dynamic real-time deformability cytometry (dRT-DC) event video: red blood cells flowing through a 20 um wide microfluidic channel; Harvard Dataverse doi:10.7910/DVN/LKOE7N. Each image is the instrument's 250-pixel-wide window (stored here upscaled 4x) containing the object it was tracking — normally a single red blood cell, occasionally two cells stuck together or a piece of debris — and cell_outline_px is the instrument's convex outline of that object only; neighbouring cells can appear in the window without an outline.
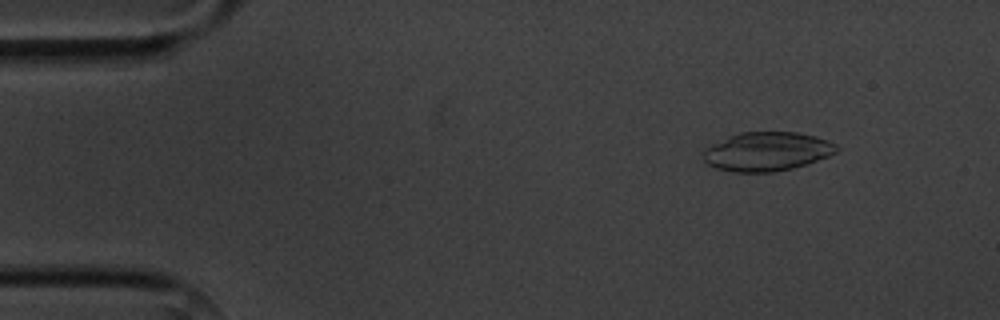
{"species": "common noctule bat (a hibernating species)", "species_latin": "Nyctalus noctula", "temperature_condition": "cold", "stored_images_in_passage": 5, "camera_frame_rate_fps": 3000, "um_per_image_px": 0.085, "animal": {"sex": "male", "body_mass_g": 20.1, "forearm_length_mm": 53.5}, "frame": {"image": 1, "passage_image": 2, "time_ms": 1.0, "image_size_px": [1000, 320], "cell_outline_px": [[840, 148], [836, 152], [828, 156], [792, 168], [776, 172], [732, 172], [716, 168], [708, 164], [704, 160], [704, 148], [712, 144], [740, 132], [796, 132], [816, 136], [828, 140], [836, 144]], "centroid_in_image_um": [65.2, 12.88], "position_along_channel_um": 19.8, "area_um2": 30.11}}